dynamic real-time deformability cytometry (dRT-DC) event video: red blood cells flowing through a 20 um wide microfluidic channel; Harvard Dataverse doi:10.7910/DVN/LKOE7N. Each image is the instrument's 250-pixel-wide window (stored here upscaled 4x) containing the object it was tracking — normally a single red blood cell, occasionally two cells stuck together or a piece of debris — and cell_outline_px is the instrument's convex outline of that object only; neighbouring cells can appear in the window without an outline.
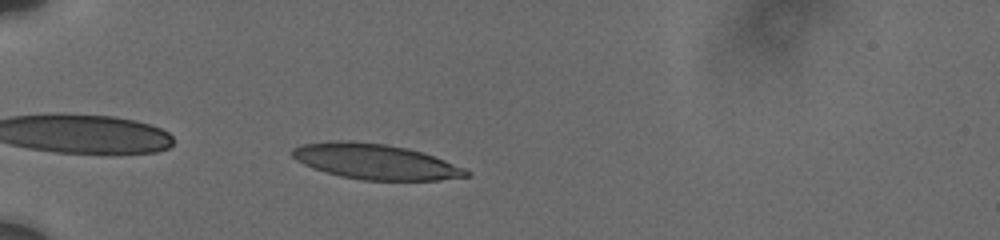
{"species": "human", "species_latin": "Homo sapiens", "temperature_condition": "cold", "stored_images_in_passage": 13, "camera_frame_rate_fps": 3000, "um_per_image_px": 0.085, "donor": {"sex": "male"}, "frame": {"image": 1, "passage_image": 2, "time_ms": 0.333, "image_size_px": [1000, 240], "cell_outline_px": [[472, 176], [440, 180], [364, 180], [340, 176], [324, 172], [312, 168], [296, 160], [292, 156], [292, 148], [304, 144], [336, 140], [348, 140], [384, 144], [408, 148], [444, 160], [464, 168], [472, 172]], "centroid_in_image_um": [31.9, 13.74], "position_along_channel_um": 53.1, "area_um2": 35.78}}
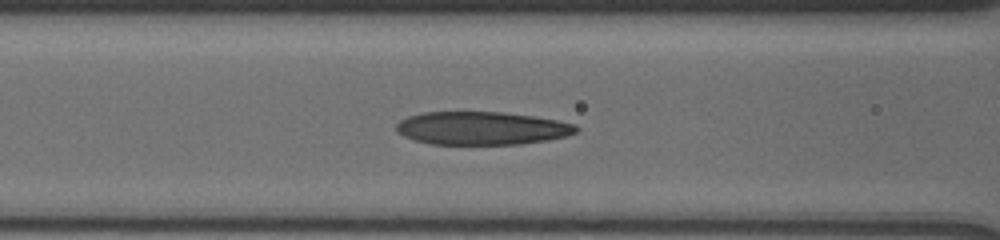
{"frame": {"image": 2, "passage_image": 10, "time_ms": 3.0, "image_size_px": [1000, 240], "cell_outline_px": [[580, 128], [576, 132], [564, 136], [548, 140], [520, 144], [432, 144], [412, 140], [396, 132], [396, 124], [400, 120], [408, 116], [424, 112], [500, 112], [532, 116], [556, 120], [576, 124]], "centroid_in_image_um": [40.92, 10.9], "position_along_channel_um": 125.7, "area_um2": 34.74}}
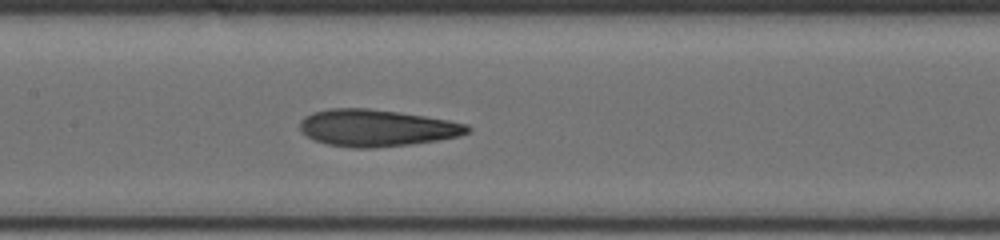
{"frame": {"image": 3, "passage_image": 13, "time_ms": 4.333, "image_size_px": [1000, 240], "cell_outline_px": [[472, 128], [468, 132], [460, 136], [436, 140], [408, 144], [372, 148], [352, 148], [328, 144], [312, 140], [300, 132], [300, 120], [304, 116], [312, 112], [332, 108], [368, 108], [424, 116], [448, 120], [468, 124]], "centroid_in_image_um": [31.97, 10.87], "position_along_channel_um": 175.4, "area_um2": 36.01}}